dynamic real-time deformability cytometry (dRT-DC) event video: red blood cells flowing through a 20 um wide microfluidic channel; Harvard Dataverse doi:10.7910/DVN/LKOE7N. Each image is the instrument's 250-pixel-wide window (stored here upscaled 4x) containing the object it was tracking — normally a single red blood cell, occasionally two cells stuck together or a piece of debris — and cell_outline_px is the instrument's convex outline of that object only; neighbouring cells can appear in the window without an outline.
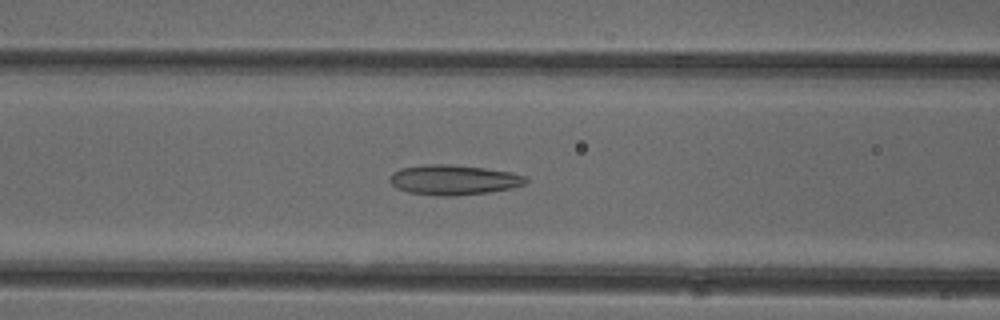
{"species": "common noctule bat (a hibernating species)", "species_latin": "Nyctalus noctula", "temperature_condition": "cold", "stored_images_in_passage": 47, "camera_frame_rate_fps": 3000, "um_per_image_px": 0.085, "animal": {"sex": "female"}, "frame": {"image": 1, "passage_image": 21, "time_ms": 6.667, "image_size_px": [1000, 320], "cell_outline_px": [[528, 180], [524, 184], [512, 188], [488, 192], [456, 196], [440, 196], [408, 192], [396, 188], [388, 180], [392, 172], [400, 168], [424, 164], [448, 164], [484, 168], [508, 172], [528, 176]], "centroid_in_image_um": [38.53, 15.29], "position_along_channel_um": 128.1, "area_um2": 23.87}}
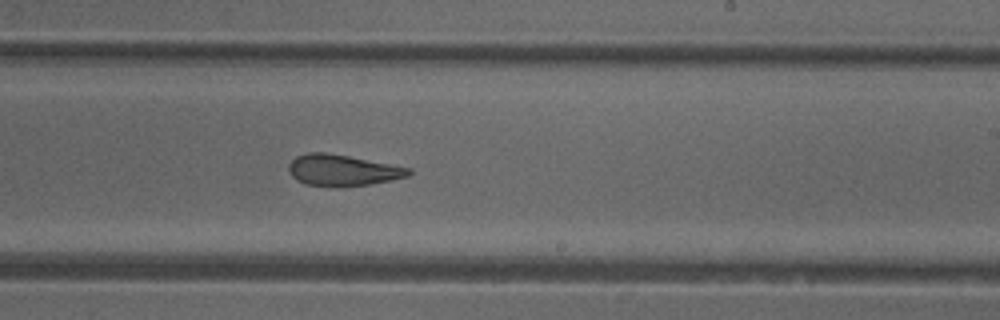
{"frame": {"image": 2, "passage_image": 31, "time_ms": 10.0, "image_size_px": [1000, 320], "cell_outline_px": [[412, 172], [408, 176], [392, 180], [368, 184], [340, 188], [332, 188], [304, 184], [296, 180], [292, 176], [288, 168], [288, 164], [296, 156], [308, 152], [324, 152], [348, 156], [412, 168]], "centroid_in_image_um": [29.09, 14.49], "position_along_channel_um": 259.9, "area_um2": 22.14}}
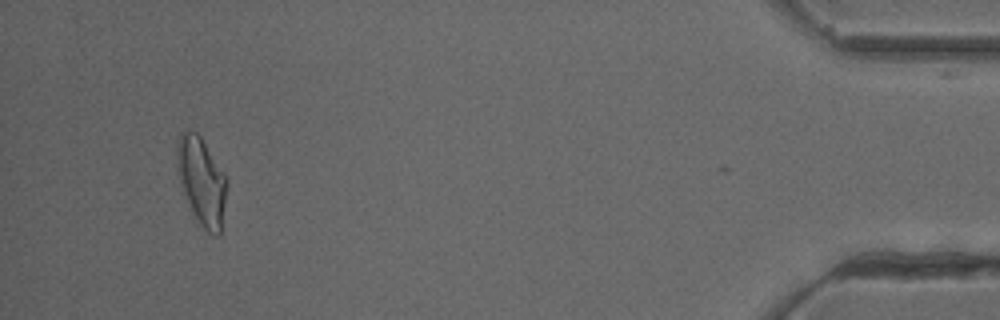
{"frame": {"image": 3, "passage_image": 46, "time_ms": 15.0, "image_size_px": [1000, 320], "cell_outline_px": [[228, 184], [220, 236], [212, 236], [200, 224], [192, 212], [180, 184], [176, 168], [176, 144], [180, 132], [188, 128], [196, 132], [200, 136], [224, 172], [228, 180]], "centroid_in_image_um": [17.13, 15.37], "position_along_channel_um": 418.1, "area_um2": 25.89}, "authors_computed_cell_mechanics": {"area_um2": 23.8136, "velocity_mm_per_s": 3.977, "shape_relaxation_time_tau1_ms": null, "shape_relaxation_time_tau2_ms": 2.9879, "deformation_change_tau1": null, "deformation_change_tau2": 0.1309}}